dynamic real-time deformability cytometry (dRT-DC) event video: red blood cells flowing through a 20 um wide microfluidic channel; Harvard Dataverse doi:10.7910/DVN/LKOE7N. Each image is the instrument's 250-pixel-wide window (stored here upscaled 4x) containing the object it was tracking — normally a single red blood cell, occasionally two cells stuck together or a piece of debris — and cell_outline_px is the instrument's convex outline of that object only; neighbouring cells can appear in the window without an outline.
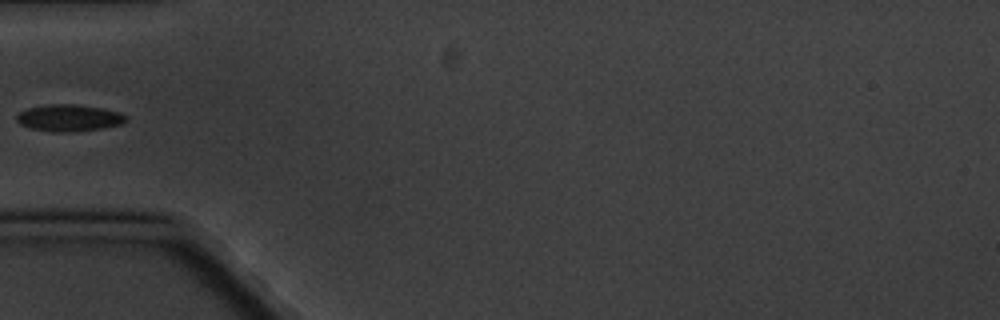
{"species": "common noctule bat (a hibernating species)", "species_latin": "Nyctalus noctula", "temperature_condition": "cold", "stored_images_in_passage": 9, "camera_frame_rate_fps": 3000, "um_per_image_px": 0.085, "animal": {"sex": "male", "body_mass_g": 20.1, "forearm_length_mm": 53.5}, "frame": {"image": 1, "passage_image": 6, "time_ms": 6.0, "image_size_px": [1000, 320], "cell_outline_px": [[128, 120], [120, 124], [100, 128], [76, 132], [52, 132], [28, 128], [20, 124], [16, 120], [16, 116], [20, 112], [28, 108], [48, 104], [72, 104], [100, 108], [120, 112], [128, 116]], "centroid_in_image_um": [5.85, 10.03], "position_along_channel_um": 79.2, "area_um2": 17.11}}